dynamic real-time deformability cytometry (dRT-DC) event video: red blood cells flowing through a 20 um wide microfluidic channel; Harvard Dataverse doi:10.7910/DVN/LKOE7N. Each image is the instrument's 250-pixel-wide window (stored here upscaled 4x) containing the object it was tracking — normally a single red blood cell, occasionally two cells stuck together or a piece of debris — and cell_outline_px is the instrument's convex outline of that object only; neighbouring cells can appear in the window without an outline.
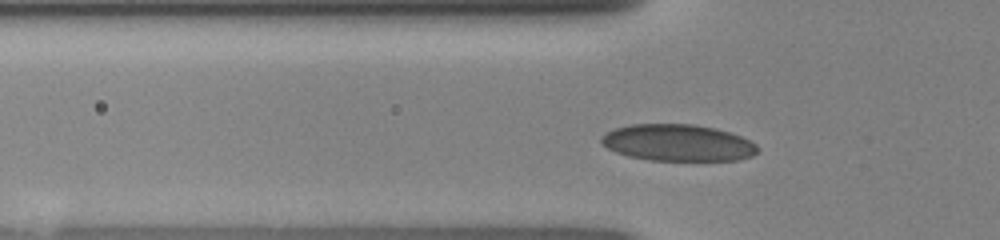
{"species": "human", "species_latin": "Homo sapiens", "temperature_condition": "room temperature", "stored_images_in_passage": 43, "camera_frame_rate_fps": 3000, "um_per_image_px": 0.085, "donor": {"sex": "female"}, "frame": {"image": 1, "passage_image": 10, "time_ms": 3.0, "image_size_px": [1000, 240], "cell_outline_px": [[760, 148], [752, 156], [736, 160], [648, 160], [628, 156], [616, 152], [600, 144], [600, 136], [604, 132], [616, 128], [632, 124], [692, 124], [716, 128], [740, 136], [756, 144]], "centroid_in_image_um": [57.57, 12.13], "position_along_channel_um": 68.2, "area_um2": 33.47}}
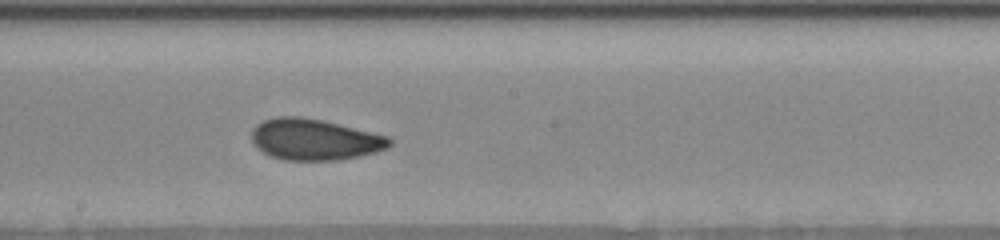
{"frame": {"image": 2, "passage_image": 21, "time_ms": 6.667, "image_size_px": [1000, 240], "cell_outline_px": [[392, 144], [388, 148], [376, 152], [360, 156], [336, 160], [284, 160], [272, 156], [256, 148], [252, 144], [252, 128], [256, 124], [264, 120], [276, 116], [300, 116], [320, 120], [388, 136], [392, 140]], "centroid_in_image_um": [26.71, 11.86], "position_along_channel_um": 221.5, "area_um2": 33.06}}
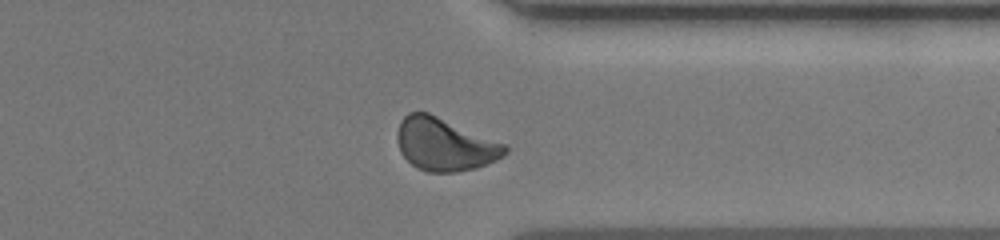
{"frame": {"image": 3, "passage_image": 32, "time_ms": 10.333, "image_size_px": [1000, 240], "cell_outline_px": [[508, 152], [504, 156], [496, 160], [476, 168], [456, 172], [428, 172], [416, 168], [400, 152], [396, 136], [400, 120], [408, 112], [428, 112], [508, 144]], "centroid_in_image_um": [37.82, 12.27], "position_along_channel_um": 373.6, "area_um2": 33.47}}